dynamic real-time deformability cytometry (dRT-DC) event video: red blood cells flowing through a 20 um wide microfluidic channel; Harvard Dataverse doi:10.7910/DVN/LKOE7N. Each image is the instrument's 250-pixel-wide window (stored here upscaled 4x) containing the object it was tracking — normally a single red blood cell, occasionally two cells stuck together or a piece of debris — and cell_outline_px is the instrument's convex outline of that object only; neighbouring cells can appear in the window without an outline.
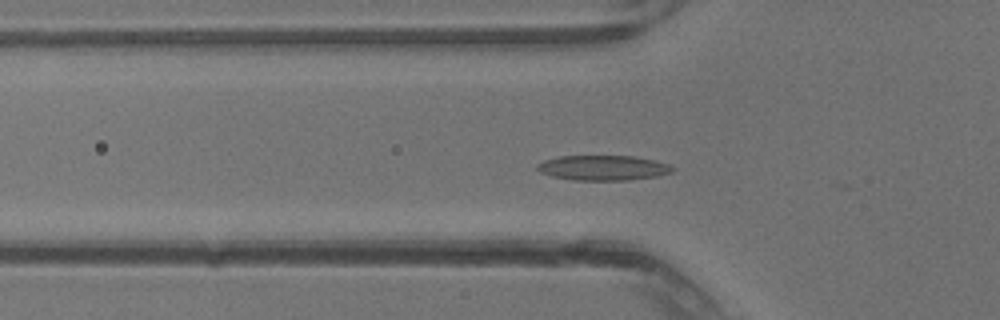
{"species": "common noctule bat (a hibernating species)", "species_latin": "Nyctalus noctula", "temperature_condition": "warm", "stored_images_in_passage": 40, "camera_frame_rate_fps": 3000, "um_per_image_px": 0.085, "animal": {"sex": "male", "body_mass_g": 13.3}, "frame": {"image": 1, "passage_image": 13, "time_ms": 4.0, "image_size_px": [1000, 320], "cell_outline_px": [[672, 168], [668, 172], [652, 176], [620, 180], [580, 180], [556, 176], [544, 172], [536, 168], [540, 164], [548, 160], [564, 156], [628, 156], [652, 160], [664, 164]], "centroid_in_image_um": [51.23, 14.25], "position_along_channel_um": 74.6, "area_um2": 18.38}}
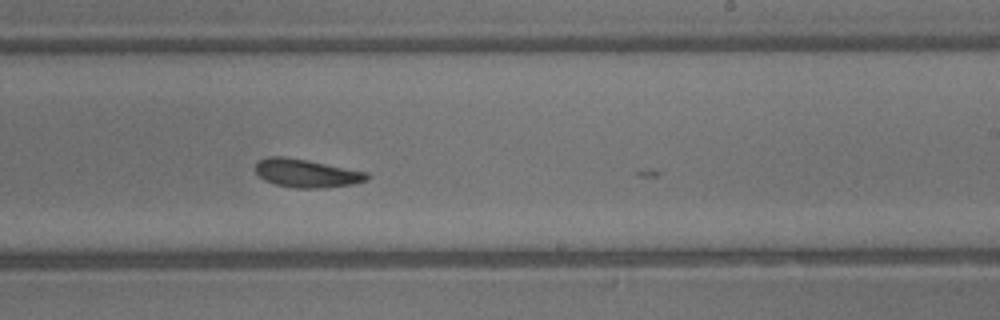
{"frame": {"image": 2, "passage_image": 24, "time_ms": 7.667, "image_size_px": [1000, 320], "cell_outline_px": [[368, 176], [364, 180], [348, 184], [312, 188], [300, 188], [276, 184], [260, 176], [256, 172], [256, 164], [260, 160], [272, 156], [276, 156], [304, 160], [364, 172]], "centroid_in_image_um": [25.97, 14.72], "position_along_channel_um": 263.0, "area_um2": 17.11}}
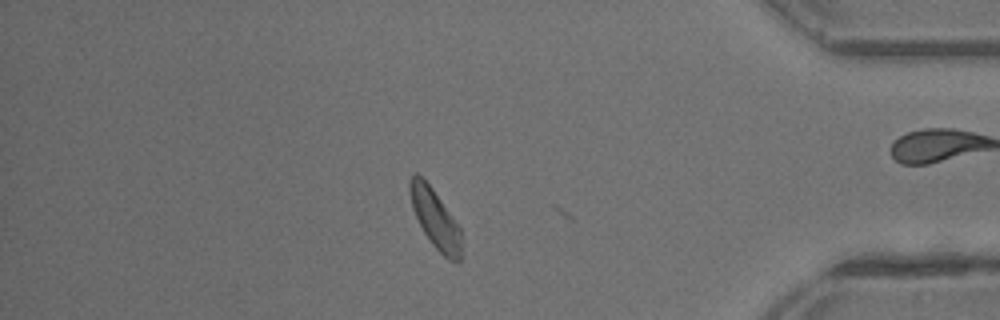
{"frame": {"image": 3, "passage_image": 34, "time_ms": 11.0, "image_size_px": [1000, 320], "cell_outline_px": [[460, 260], [452, 260], [444, 256], [436, 248], [424, 232], [416, 216], [412, 204], [412, 176], [416, 172], [432, 188], [460, 228]], "centroid_in_image_um": [37.02, 18.63], "position_along_channel_um": 398.2, "area_um2": 16.42}}